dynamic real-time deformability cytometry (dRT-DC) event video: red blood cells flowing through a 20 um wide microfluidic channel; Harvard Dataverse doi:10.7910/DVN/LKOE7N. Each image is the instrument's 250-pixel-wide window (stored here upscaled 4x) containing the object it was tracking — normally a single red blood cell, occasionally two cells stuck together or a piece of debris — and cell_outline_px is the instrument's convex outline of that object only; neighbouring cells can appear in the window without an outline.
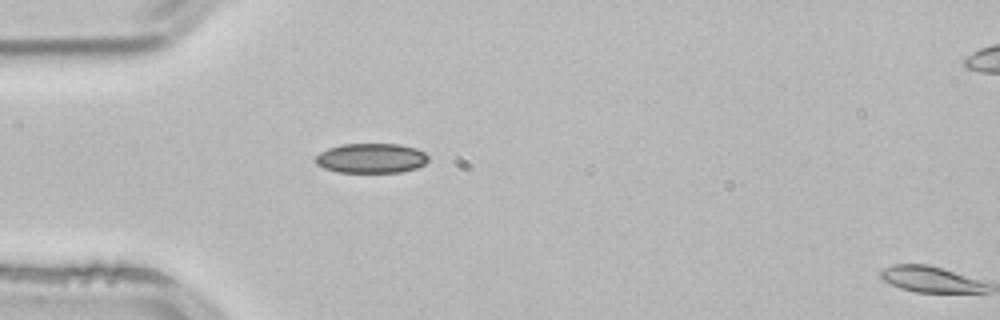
{"species": "common noctule bat (a hibernating species)", "species_latin": "Nyctalus noctula", "temperature_condition": "room temperature", "stored_images_in_passage": 3, "camera_frame_rate_fps": 3000, "um_per_image_px": 0.085, "animal": {"sex": "male", "body_mass_g": 21.5, "forearm_length_mm": 52.0}, "frame": {"image": 1, "passage_image": 2, "time_ms": 0.333, "image_size_px": [1000, 320], "cell_outline_px": [[428, 160], [424, 164], [416, 168], [400, 172], [336, 172], [324, 168], [316, 164], [316, 156], [320, 152], [328, 148], [344, 144], [400, 144], [416, 148], [424, 152], [428, 156]], "centroid_in_image_um": [31.55, 13.44], "position_along_channel_um": 53.4, "area_um2": 19.54}}